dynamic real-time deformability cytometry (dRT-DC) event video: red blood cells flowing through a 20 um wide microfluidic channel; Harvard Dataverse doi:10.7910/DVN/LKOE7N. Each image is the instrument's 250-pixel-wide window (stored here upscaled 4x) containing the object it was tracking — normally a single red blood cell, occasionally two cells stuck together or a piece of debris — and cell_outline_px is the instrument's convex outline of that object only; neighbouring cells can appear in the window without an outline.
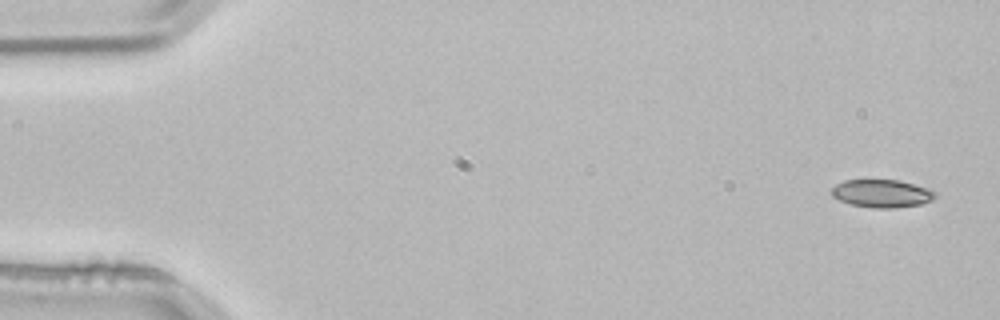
{"species": "common noctule bat (a hibernating species)", "species_latin": "Nyctalus noctula", "temperature_condition": "room temperature", "stored_images_in_passage": 3, "camera_frame_rate_fps": 3000, "um_per_image_px": 0.085, "animal": {"sex": "male", "body_mass_g": 21.5, "forearm_length_mm": 52.0}, "frame": {"image": 1, "passage_image": 1, "time_ms": 0.0, "image_size_px": [1000, 320], "cell_outline_px": [[936, 196], [932, 200], [920, 204], [892, 208], [872, 208], [852, 204], [840, 200], [832, 196], [832, 188], [836, 184], [844, 180], [900, 180], [936, 192]], "centroid_in_image_um": [74.93, 16.44], "position_along_channel_um": 10.1, "area_um2": 16.59}}
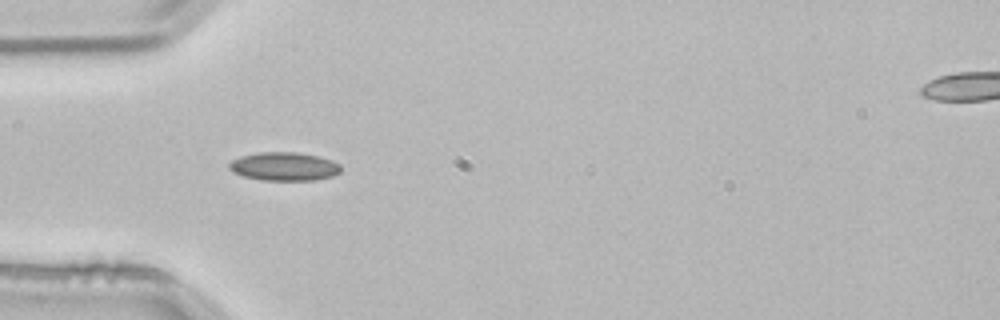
{"frame": {"image": 2, "passage_image": 3, "time_ms": 0.667, "image_size_px": [1000, 320], "cell_outline_px": [[340, 172], [332, 176], [316, 180], [260, 180], [244, 176], [232, 172], [228, 168], [228, 164], [232, 160], [240, 156], [260, 152], [296, 152], [316, 156], [332, 160], [340, 164]], "centroid_in_image_um": [24.13, 14.15], "position_along_channel_um": 60.9, "area_um2": 18.55}}